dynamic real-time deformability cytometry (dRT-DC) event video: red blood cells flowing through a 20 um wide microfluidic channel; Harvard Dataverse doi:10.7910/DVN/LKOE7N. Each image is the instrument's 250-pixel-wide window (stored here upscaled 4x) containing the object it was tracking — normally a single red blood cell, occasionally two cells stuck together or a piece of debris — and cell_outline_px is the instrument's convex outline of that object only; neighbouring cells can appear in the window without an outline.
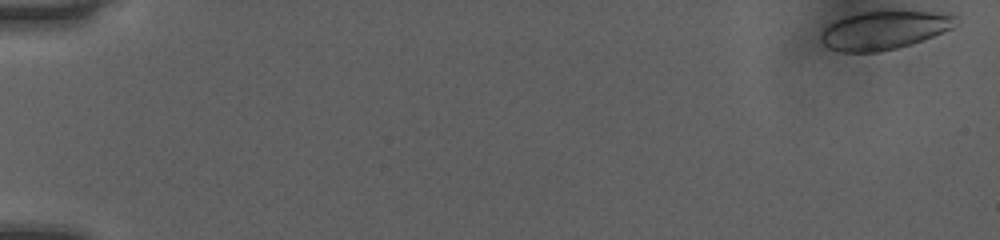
{"species": "human", "species_latin": "Homo sapiens", "temperature_condition": "room temperature", "stored_images_in_passage": 51, "camera_frame_rate_fps": 3000, "um_per_image_px": 0.085, "donor": {"sex": "female"}, "frame": {"image": 1, "passage_image": 1, "time_ms": 0.0, "image_size_px": [1000, 240], "cell_outline_px": [[956, 16], [952, 28], [912, 44], [880, 52], [840, 52], [828, 48], [820, 40], [820, 32], [828, 24], [836, 20], [860, 12], [932, 12]], "centroid_in_image_um": [75.06, 2.59], "position_along_channel_um": 9.9, "area_um2": 29.71}}
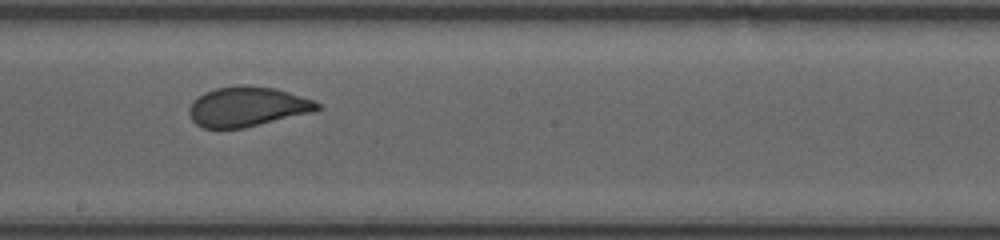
{"frame": {"image": 2, "passage_image": 30, "time_ms": 9.667, "image_size_px": [1000, 240], "cell_outline_px": [[320, 108], [312, 112], [244, 128], [204, 128], [196, 124], [192, 120], [188, 112], [188, 108], [192, 100], [204, 92], [216, 88], [276, 88], [312, 100], [320, 104]], "centroid_in_image_um": [20.97, 9.11], "position_along_channel_um": 227.2, "area_um2": 28.84}}
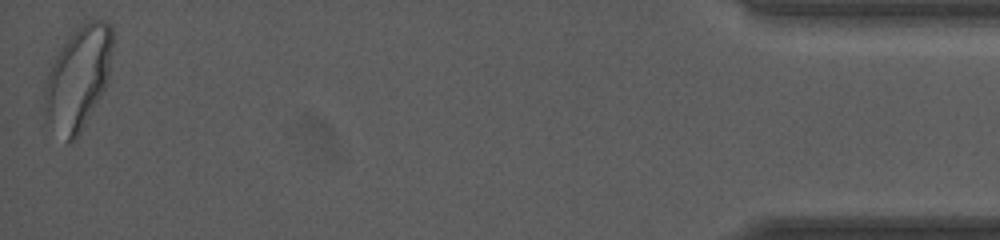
{"frame": {"image": 3, "passage_image": 51, "time_ms": 16.667, "image_size_px": [1000, 240], "cell_outline_px": [[112, 44], [108, 80], [100, 96], [76, 140], [72, 144], [68, 144], [44, 124], [44, 88], [48, 72], [60, 48], [80, 24], [92, 16], [104, 20], [112, 24]], "centroid_in_image_um": [6.61, 6.67], "position_along_channel_um": 428.6, "area_um2": 41.56}, "authors_computed_cell_mechanics": {"area_um2": 30.6918, "velocity_mm_per_s": 4.0387, "shape_relaxation_time_tau1_ms": 7.5007, "shape_relaxation_time_tau2_ms": null, "deformation_change_tau1": 0.1799, "deformation_change_tau2": null}}